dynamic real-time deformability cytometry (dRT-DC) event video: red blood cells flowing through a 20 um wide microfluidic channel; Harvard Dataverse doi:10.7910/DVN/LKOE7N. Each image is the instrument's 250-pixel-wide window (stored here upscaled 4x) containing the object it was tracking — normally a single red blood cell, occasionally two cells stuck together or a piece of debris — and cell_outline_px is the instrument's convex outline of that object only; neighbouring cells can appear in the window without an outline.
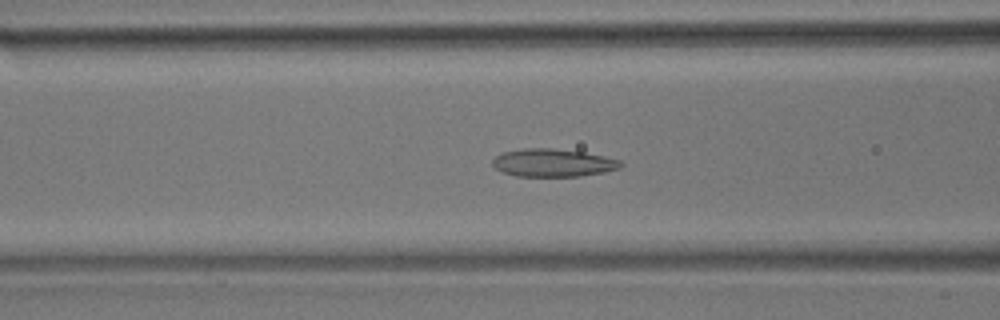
{"species": "common noctule bat (a hibernating species)", "species_latin": "Nyctalus noctula", "temperature_condition": "room temperature", "stored_images_in_passage": 41, "camera_frame_rate_fps": 3000, "um_per_image_px": 0.085, "animal": {"sex": "male", "body_mass_g": 17.9}, "frame": {"image": 1, "passage_image": 8, "time_ms": 2.333, "image_size_px": [1000, 320], "cell_outline_px": [[624, 164], [620, 168], [604, 172], [580, 176], [516, 176], [500, 172], [492, 164], [492, 160], [496, 156], [504, 152], [524, 148], [552, 148], [584, 152], [604, 156], [620, 160]], "centroid_in_image_um": [47.0, 13.84], "position_along_channel_um": 119.6, "area_um2": 20.87}}
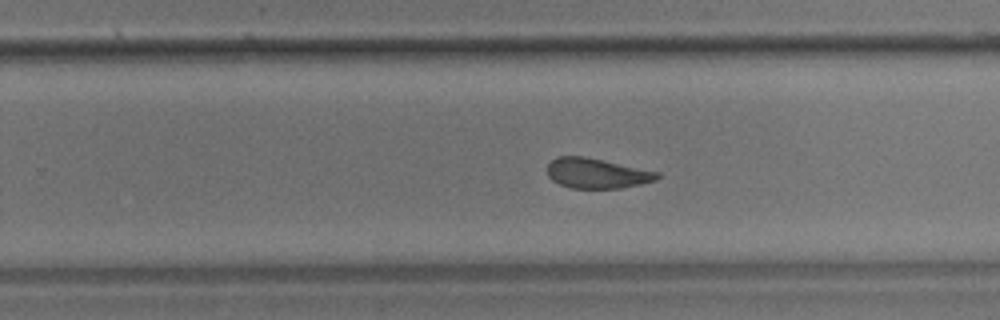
{"frame": {"image": 2, "passage_image": 21, "time_ms": 6.667, "image_size_px": [1000, 320], "cell_outline_px": [[660, 176], [656, 180], [640, 184], [620, 188], [572, 188], [560, 184], [552, 180], [548, 176], [548, 164], [556, 156], [584, 156], [660, 172]], "centroid_in_image_um": [50.73, 14.72], "position_along_channel_um": 279.1, "area_um2": 19.19}}
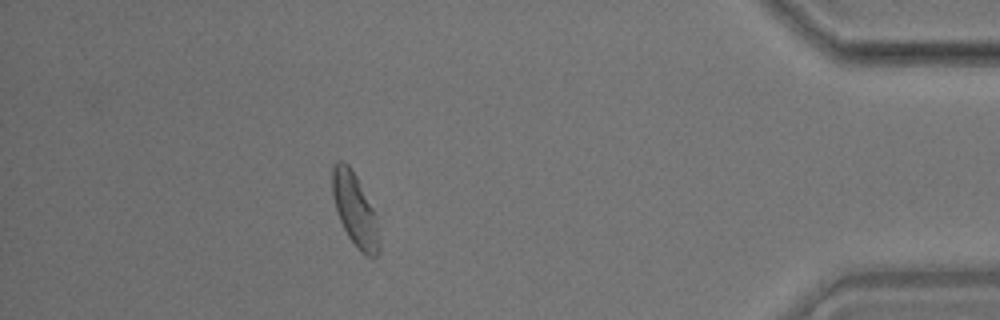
{"frame": {"image": 3, "passage_image": 35, "time_ms": 11.333, "image_size_px": [1000, 320], "cell_outline_px": [[380, 252], [372, 260], [364, 256], [356, 248], [348, 236], [340, 220], [332, 196], [332, 168], [336, 160], [344, 160], [348, 164], [356, 176], [372, 208], [376, 224], [380, 244]], "centroid_in_image_um": [30.15, 17.87], "position_along_channel_um": 405.0, "area_um2": 19.77}, "authors_computed_cell_mechanics": {"area_um2": 20.1722, "velocity_mm_per_s": 3.684, "shape_relaxation_time_tau1_ms": 6.2368, "shape_relaxation_time_tau2_ms": 1.9152, "deformation_change_tau1": 0.1344, "deformation_change_tau2": 0.0886}}